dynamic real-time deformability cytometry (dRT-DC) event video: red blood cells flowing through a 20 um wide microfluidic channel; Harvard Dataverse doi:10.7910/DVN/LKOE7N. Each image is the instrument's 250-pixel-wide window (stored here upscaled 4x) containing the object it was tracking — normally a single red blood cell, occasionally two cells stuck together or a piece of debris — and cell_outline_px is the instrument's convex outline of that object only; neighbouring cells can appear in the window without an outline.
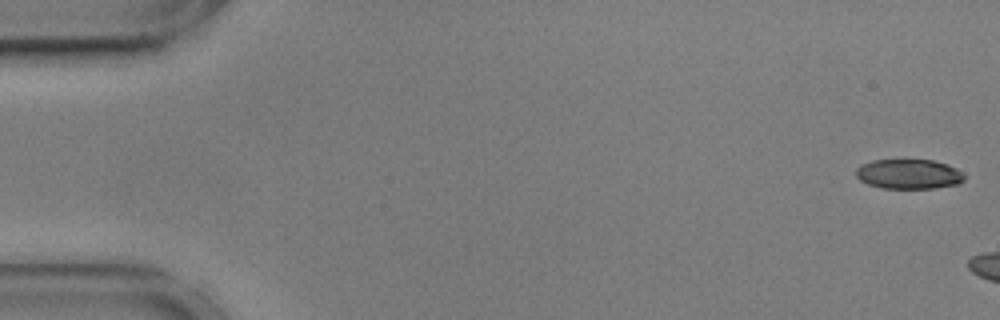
{"species": "common noctule bat (a hibernating species)", "species_latin": "Nyctalus noctula", "temperature_condition": "cold", "stored_images_in_passage": 6, "camera_frame_rate_fps": 3000, "um_per_image_px": 0.085, "animal": {"sex": "male", "body_mass_g": 17.9, "forearm_length_mm": 54.2}, "frame": {"image": 1, "passage_image": 1, "time_ms": 0.0, "image_size_px": [1000, 320], "cell_outline_px": [[964, 180], [960, 184], [932, 188], [884, 188], [868, 184], [860, 180], [856, 176], [856, 168], [860, 164], [872, 160], [932, 160], [948, 164], [956, 168], [964, 176]], "centroid_in_image_um": [77.23, 14.79], "position_along_channel_um": 7.8, "area_um2": 18.79}}